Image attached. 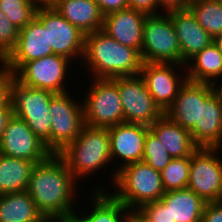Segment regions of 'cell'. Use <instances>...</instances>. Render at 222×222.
<instances>
[{"mask_svg":"<svg viewBox=\"0 0 222 222\" xmlns=\"http://www.w3.org/2000/svg\"><path fill=\"white\" fill-rule=\"evenodd\" d=\"M33 2L37 7L53 6L56 0H29Z\"/></svg>","mask_w":222,"mask_h":222,"instance_id":"obj_43","label":"cell"},{"mask_svg":"<svg viewBox=\"0 0 222 222\" xmlns=\"http://www.w3.org/2000/svg\"><path fill=\"white\" fill-rule=\"evenodd\" d=\"M105 16L111 12L124 10L128 8V0H93Z\"/></svg>","mask_w":222,"mask_h":222,"instance_id":"obj_37","label":"cell"},{"mask_svg":"<svg viewBox=\"0 0 222 222\" xmlns=\"http://www.w3.org/2000/svg\"><path fill=\"white\" fill-rule=\"evenodd\" d=\"M53 7L85 35L103 27L104 15L93 0H56Z\"/></svg>","mask_w":222,"mask_h":222,"instance_id":"obj_22","label":"cell"},{"mask_svg":"<svg viewBox=\"0 0 222 222\" xmlns=\"http://www.w3.org/2000/svg\"><path fill=\"white\" fill-rule=\"evenodd\" d=\"M55 93L39 88H32L19 83L16 79L12 84L11 102L14 115L26 122L33 133L50 151L51 116L50 100Z\"/></svg>","mask_w":222,"mask_h":222,"instance_id":"obj_5","label":"cell"},{"mask_svg":"<svg viewBox=\"0 0 222 222\" xmlns=\"http://www.w3.org/2000/svg\"><path fill=\"white\" fill-rule=\"evenodd\" d=\"M76 182L65 160L51 154L35 165L26 191L44 218L64 217L73 210Z\"/></svg>","mask_w":222,"mask_h":222,"instance_id":"obj_1","label":"cell"},{"mask_svg":"<svg viewBox=\"0 0 222 222\" xmlns=\"http://www.w3.org/2000/svg\"><path fill=\"white\" fill-rule=\"evenodd\" d=\"M188 9L210 36L222 33V5L218 0H192Z\"/></svg>","mask_w":222,"mask_h":222,"instance_id":"obj_28","label":"cell"},{"mask_svg":"<svg viewBox=\"0 0 222 222\" xmlns=\"http://www.w3.org/2000/svg\"><path fill=\"white\" fill-rule=\"evenodd\" d=\"M14 115L13 105H6L3 108H0V140L2 137V133L6 128L8 122Z\"/></svg>","mask_w":222,"mask_h":222,"instance_id":"obj_39","label":"cell"},{"mask_svg":"<svg viewBox=\"0 0 222 222\" xmlns=\"http://www.w3.org/2000/svg\"><path fill=\"white\" fill-rule=\"evenodd\" d=\"M159 6L164 13H167L172 10H185L189 8L190 3L192 0H158Z\"/></svg>","mask_w":222,"mask_h":222,"instance_id":"obj_38","label":"cell"},{"mask_svg":"<svg viewBox=\"0 0 222 222\" xmlns=\"http://www.w3.org/2000/svg\"><path fill=\"white\" fill-rule=\"evenodd\" d=\"M68 58L52 54L25 63L14 75L15 79L26 86L49 90L55 94L67 92L66 81Z\"/></svg>","mask_w":222,"mask_h":222,"instance_id":"obj_12","label":"cell"},{"mask_svg":"<svg viewBox=\"0 0 222 222\" xmlns=\"http://www.w3.org/2000/svg\"><path fill=\"white\" fill-rule=\"evenodd\" d=\"M160 200L169 209L170 222H202L207 203L191 189L167 191Z\"/></svg>","mask_w":222,"mask_h":222,"instance_id":"obj_23","label":"cell"},{"mask_svg":"<svg viewBox=\"0 0 222 222\" xmlns=\"http://www.w3.org/2000/svg\"><path fill=\"white\" fill-rule=\"evenodd\" d=\"M110 135L108 128L84 125L81 133L59 155L78 181L109 165ZM85 176V177H84ZM80 178V179H79Z\"/></svg>","mask_w":222,"mask_h":222,"instance_id":"obj_3","label":"cell"},{"mask_svg":"<svg viewBox=\"0 0 222 222\" xmlns=\"http://www.w3.org/2000/svg\"><path fill=\"white\" fill-rule=\"evenodd\" d=\"M37 8L29 0H0V9L19 30L35 18Z\"/></svg>","mask_w":222,"mask_h":222,"instance_id":"obj_30","label":"cell"},{"mask_svg":"<svg viewBox=\"0 0 222 222\" xmlns=\"http://www.w3.org/2000/svg\"><path fill=\"white\" fill-rule=\"evenodd\" d=\"M28 192L21 191L0 195V222H43Z\"/></svg>","mask_w":222,"mask_h":222,"instance_id":"obj_24","label":"cell"},{"mask_svg":"<svg viewBox=\"0 0 222 222\" xmlns=\"http://www.w3.org/2000/svg\"><path fill=\"white\" fill-rule=\"evenodd\" d=\"M96 190L91 194L93 195L91 210H93L88 215H83H86L91 222H129L130 209L107 190H102L101 187Z\"/></svg>","mask_w":222,"mask_h":222,"instance_id":"obj_27","label":"cell"},{"mask_svg":"<svg viewBox=\"0 0 222 222\" xmlns=\"http://www.w3.org/2000/svg\"><path fill=\"white\" fill-rule=\"evenodd\" d=\"M35 165L34 161L0 153V195L27 190Z\"/></svg>","mask_w":222,"mask_h":222,"instance_id":"obj_25","label":"cell"},{"mask_svg":"<svg viewBox=\"0 0 222 222\" xmlns=\"http://www.w3.org/2000/svg\"><path fill=\"white\" fill-rule=\"evenodd\" d=\"M219 78L214 79L210 83V85H211L213 94L216 96V98L219 100V102L222 103V82H221L222 81L221 80L222 77H219ZM218 80L220 81V83L217 84L218 85V87H217L216 83L218 82Z\"/></svg>","mask_w":222,"mask_h":222,"instance_id":"obj_41","label":"cell"},{"mask_svg":"<svg viewBox=\"0 0 222 222\" xmlns=\"http://www.w3.org/2000/svg\"><path fill=\"white\" fill-rule=\"evenodd\" d=\"M178 66L187 68L186 65L176 63H143L141 67L140 76L144 79L155 104L163 113L172 105L181 86L187 80V74L180 73L179 76V71H175Z\"/></svg>","mask_w":222,"mask_h":222,"instance_id":"obj_14","label":"cell"},{"mask_svg":"<svg viewBox=\"0 0 222 222\" xmlns=\"http://www.w3.org/2000/svg\"><path fill=\"white\" fill-rule=\"evenodd\" d=\"M219 150L221 148L199 147L190 156L187 188L191 189L206 203L221 201L222 159L217 155Z\"/></svg>","mask_w":222,"mask_h":222,"instance_id":"obj_9","label":"cell"},{"mask_svg":"<svg viewBox=\"0 0 222 222\" xmlns=\"http://www.w3.org/2000/svg\"><path fill=\"white\" fill-rule=\"evenodd\" d=\"M178 37L181 49V64L186 65L191 58L210 46L214 38L199 24L189 9L167 12Z\"/></svg>","mask_w":222,"mask_h":222,"instance_id":"obj_18","label":"cell"},{"mask_svg":"<svg viewBox=\"0 0 222 222\" xmlns=\"http://www.w3.org/2000/svg\"><path fill=\"white\" fill-rule=\"evenodd\" d=\"M0 153L12 158L34 161L36 164L45 161L52 154L26 122L15 115L2 133Z\"/></svg>","mask_w":222,"mask_h":222,"instance_id":"obj_13","label":"cell"},{"mask_svg":"<svg viewBox=\"0 0 222 222\" xmlns=\"http://www.w3.org/2000/svg\"><path fill=\"white\" fill-rule=\"evenodd\" d=\"M202 222H222V202L207 203L204 208Z\"/></svg>","mask_w":222,"mask_h":222,"instance_id":"obj_36","label":"cell"},{"mask_svg":"<svg viewBox=\"0 0 222 222\" xmlns=\"http://www.w3.org/2000/svg\"><path fill=\"white\" fill-rule=\"evenodd\" d=\"M143 63L181 64V49L168 13L146 17L141 49Z\"/></svg>","mask_w":222,"mask_h":222,"instance_id":"obj_6","label":"cell"},{"mask_svg":"<svg viewBox=\"0 0 222 222\" xmlns=\"http://www.w3.org/2000/svg\"><path fill=\"white\" fill-rule=\"evenodd\" d=\"M83 102L76 101L68 92L55 94L50 100V152L59 154L81 133L84 122Z\"/></svg>","mask_w":222,"mask_h":222,"instance_id":"obj_8","label":"cell"},{"mask_svg":"<svg viewBox=\"0 0 222 222\" xmlns=\"http://www.w3.org/2000/svg\"><path fill=\"white\" fill-rule=\"evenodd\" d=\"M43 222H68L64 217L45 218Z\"/></svg>","mask_w":222,"mask_h":222,"instance_id":"obj_45","label":"cell"},{"mask_svg":"<svg viewBox=\"0 0 222 222\" xmlns=\"http://www.w3.org/2000/svg\"><path fill=\"white\" fill-rule=\"evenodd\" d=\"M139 210L152 222H170L169 209L161 200L146 203Z\"/></svg>","mask_w":222,"mask_h":222,"instance_id":"obj_34","label":"cell"},{"mask_svg":"<svg viewBox=\"0 0 222 222\" xmlns=\"http://www.w3.org/2000/svg\"><path fill=\"white\" fill-rule=\"evenodd\" d=\"M84 122L91 127L124 123L117 84L112 79L94 78L83 102Z\"/></svg>","mask_w":222,"mask_h":222,"instance_id":"obj_7","label":"cell"},{"mask_svg":"<svg viewBox=\"0 0 222 222\" xmlns=\"http://www.w3.org/2000/svg\"><path fill=\"white\" fill-rule=\"evenodd\" d=\"M110 135V155L111 161L119 158L122 162L120 166L114 171L112 176V183L115 182L117 172L132 163L143 160L144 144L149 126L135 123H120L108 127Z\"/></svg>","mask_w":222,"mask_h":222,"instance_id":"obj_15","label":"cell"},{"mask_svg":"<svg viewBox=\"0 0 222 222\" xmlns=\"http://www.w3.org/2000/svg\"><path fill=\"white\" fill-rule=\"evenodd\" d=\"M35 18L48 28V45L53 54L69 60L84 55L85 34L65 19L53 6L38 7Z\"/></svg>","mask_w":222,"mask_h":222,"instance_id":"obj_11","label":"cell"},{"mask_svg":"<svg viewBox=\"0 0 222 222\" xmlns=\"http://www.w3.org/2000/svg\"><path fill=\"white\" fill-rule=\"evenodd\" d=\"M148 15L127 8L104 16L102 30L120 44L141 53L143 27Z\"/></svg>","mask_w":222,"mask_h":222,"instance_id":"obj_19","label":"cell"},{"mask_svg":"<svg viewBox=\"0 0 222 222\" xmlns=\"http://www.w3.org/2000/svg\"><path fill=\"white\" fill-rule=\"evenodd\" d=\"M129 222H152L139 209L130 210Z\"/></svg>","mask_w":222,"mask_h":222,"instance_id":"obj_40","label":"cell"},{"mask_svg":"<svg viewBox=\"0 0 222 222\" xmlns=\"http://www.w3.org/2000/svg\"><path fill=\"white\" fill-rule=\"evenodd\" d=\"M213 43L218 47V49L222 52V33L220 35H217L214 38Z\"/></svg>","mask_w":222,"mask_h":222,"instance_id":"obj_44","label":"cell"},{"mask_svg":"<svg viewBox=\"0 0 222 222\" xmlns=\"http://www.w3.org/2000/svg\"><path fill=\"white\" fill-rule=\"evenodd\" d=\"M185 73L187 79L194 82L211 83L222 77V52L212 43L190 59Z\"/></svg>","mask_w":222,"mask_h":222,"instance_id":"obj_26","label":"cell"},{"mask_svg":"<svg viewBox=\"0 0 222 222\" xmlns=\"http://www.w3.org/2000/svg\"><path fill=\"white\" fill-rule=\"evenodd\" d=\"M171 160L172 157L162 143L149 130L145 139L142 161L161 172Z\"/></svg>","mask_w":222,"mask_h":222,"instance_id":"obj_31","label":"cell"},{"mask_svg":"<svg viewBox=\"0 0 222 222\" xmlns=\"http://www.w3.org/2000/svg\"><path fill=\"white\" fill-rule=\"evenodd\" d=\"M111 79L118 87L125 123L150 126L164 114L155 104L140 75Z\"/></svg>","mask_w":222,"mask_h":222,"instance_id":"obj_10","label":"cell"},{"mask_svg":"<svg viewBox=\"0 0 222 222\" xmlns=\"http://www.w3.org/2000/svg\"><path fill=\"white\" fill-rule=\"evenodd\" d=\"M212 93L210 83L187 79L164 114L182 128L190 130L199 124L200 103H204Z\"/></svg>","mask_w":222,"mask_h":222,"instance_id":"obj_17","label":"cell"},{"mask_svg":"<svg viewBox=\"0 0 222 222\" xmlns=\"http://www.w3.org/2000/svg\"><path fill=\"white\" fill-rule=\"evenodd\" d=\"M82 59L92 77L105 79L140 75L143 64L136 49L120 44L102 29L85 35Z\"/></svg>","mask_w":222,"mask_h":222,"instance_id":"obj_2","label":"cell"},{"mask_svg":"<svg viewBox=\"0 0 222 222\" xmlns=\"http://www.w3.org/2000/svg\"><path fill=\"white\" fill-rule=\"evenodd\" d=\"M0 65V108H3L6 105H12V84L15 75L3 62Z\"/></svg>","mask_w":222,"mask_h":222,"instance_id":"obj_33","label":"cell"},{"mask_svg":"<svg viewBox=\"0 0 222 222\" xmlns=\"http://www.w3.org/2000/svg\"><path fill=\"white\" fill-rule=\"evenodd\" d=\"M64 218L68 222H91V220L85 215V216H79L77 213H75L74 210L70 211Z\"/></svg>","mask_w":222,"mask_h":222,"instance_id":"obj_42","label":"cell"},{"mask_svg":"<svg viewBox=\"0 0 222 222\" xmlns=\"http://www.w3.org/2000/svg\"><path fill=\"white\" fill-rule=\"evenodd\" d=\"M189 131L198 147L222 148V103L213 93L200 103L199 124Z\"/></svg>","mask_w":222,"mask_h":222,"instance_id":"obj_20","label":"cell"},{"mask_svg":"<svg viewBox=\"0 0 222 222\" xmlns=\"http://www.w3.org/2000/svg\"><path fill=\"white\" fill-rule=\"evenodd\" d=\"M18 35L19 29L11 23L0 9V63L15 48Z\"/></svg>","mask_w":222,"mask_h":222,"instance_id":"obj_32","label":"cell"},{"mask_svg":"<svg viewBox=\"0 0 222 222\" xmlns=\"http://www.w3.org/2000/svg\"><path fill=\"white\" fill-rule=\"evenodd\" d=\"M128 8L148 16L159 15L161 11L158 0H128ZM158 9L159 11H157Z\"/></svg>","mask_w":222,"mask_h":222,"instance_id":"obj_35","label":"cell"},{"mask_svg":"<svg viewBox=\"0 0 222 222\" xmlns=\"http://www.w3.org/2000/svg\"><path fill=\"white\" fill-rule=\"evenodd\" d=\"M52 54V47L48 45V28L34 18L19 30L17 44L3 63L15 74L25 63Z\"/></svg>","mask_w":222,"mask_h":222,"instance_id":"obj_16","label":"cell"},{"mask_svg":"<svg viewBox=\"0 0 222 222\" xmlns=\"http://www.w3.org/2000/svg\"><path fill=\"white\" fill-rule=\"evenodd\" d=\"M190 172V156L172 158L160 172L165 192L187 188Z\"/></svg>","mask_w":222,"mask_h":222,"instance_id":"obj_29","label":"cell"},{"mask_svg":"<svg viewBox=\"0 0 222 222\" xmlns=\"http://www.w3.org/2000/svg\"><path fill=\"white\" fill-rule=\"evenodd\" d=\"M149 130L172 158L191 156L199 148L194 143L190 131L170 120L165 114L150 125Z\"/></svg>","mask_w":222,"mask_h":222,"instance_id":"obj_21","label":"cell"},{"mask_svg":"<svg viewBox=\"0 0 222 222\" xmlns=\"http://www.w3.org/2000/svg\"><path fill=\"white\" fill-rule=\"evenodd\" d=\"M114 186L112 195L130 210L158 201L165 194L161 173L144 161L121 168Z\"/></svg>","mask_w":222,"mask_h":222,"instance_id":"obj_4","label":"cell"}]
</instances>
